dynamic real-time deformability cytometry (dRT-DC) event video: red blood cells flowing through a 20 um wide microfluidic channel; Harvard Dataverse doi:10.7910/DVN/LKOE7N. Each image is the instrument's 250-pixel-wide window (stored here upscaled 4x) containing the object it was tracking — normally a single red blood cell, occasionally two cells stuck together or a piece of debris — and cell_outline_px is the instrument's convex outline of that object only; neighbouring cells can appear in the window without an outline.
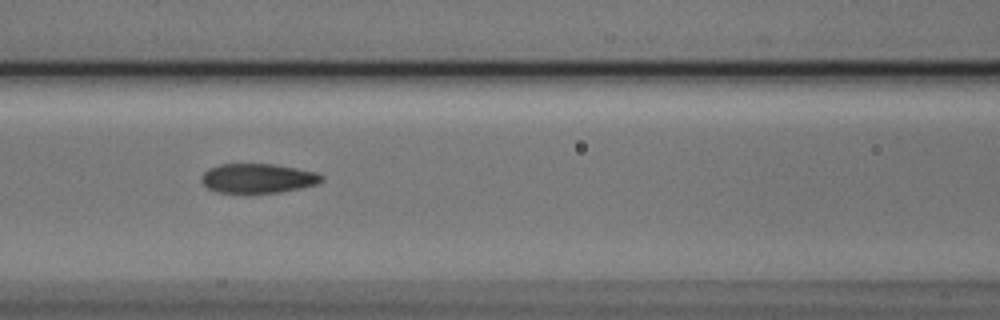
{"species": "Egyptian fruit bat (a non-hibernating species)", "species_latin": "Rousettus aegyptiacus", "temperature_condition": "cold", "stored_images_in_passage": 7, "camera_frame_rate_fps": 3000, "um_per_image_px": 0.085, "animal": {"sex": "male"}, "frame": {"image": 1, "passage_image": 6, "time_ms": 1.667, "image_size_px": [1000, 320], "cell_outline_px": [[324, 180], [316, 184], [300, 188], [280, 192], [216, 192], [208, 188], [200, 180], [200, 176], [208, 168], [220, 164], [272, 164], [316, 172], [324, 176]], "centroid_in_image_um": [21.9, 15.15], "position_along_channel_um": 144.7, "area_um2": 20.46}}
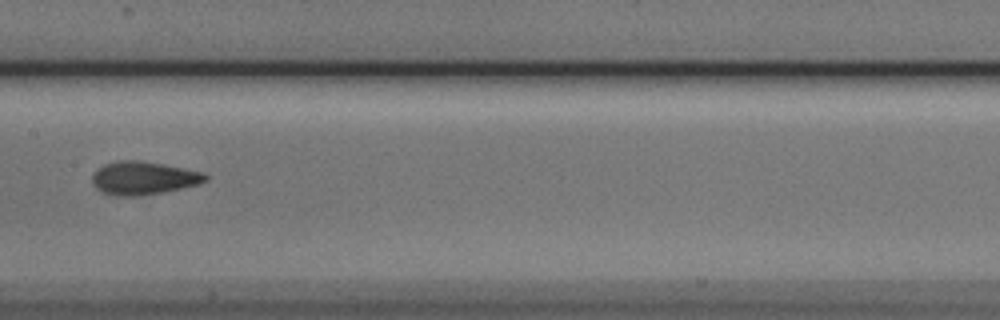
{"frame": {"image": 2, "passage_image": 7, "time_ms": 2.0, "image_size_px": [1000, 320], "cell_outline_px": [[208, 180], [200, 184], [160, 192], [136, 196], [116, 196], [104, 192], [96, 188], [92, 184], [92, 176], [96, 168], [104, 164], [120, 160], [136, 160], [160, 164], [204, 172], [208, 176]], "centroid_in_image_um": [12.17, 15.13], "position_along_channel_um": 195.2, "area_um2": 21.68}}